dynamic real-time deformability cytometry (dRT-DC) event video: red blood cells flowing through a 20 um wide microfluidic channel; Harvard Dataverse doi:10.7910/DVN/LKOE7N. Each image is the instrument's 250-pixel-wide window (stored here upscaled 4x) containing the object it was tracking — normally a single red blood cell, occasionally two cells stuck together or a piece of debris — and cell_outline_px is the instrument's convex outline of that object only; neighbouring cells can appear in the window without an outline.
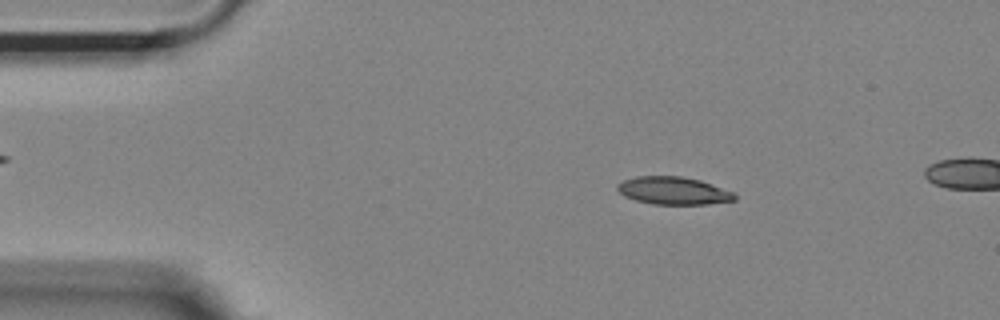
{"species": "Egyptian fruit bat (a non-hibernating species)", "species_latin": "Rousettus aegyptiacus", "temperature_condition": "room temperature", "stored_images_in_passage": 14, "camera_frame_rate_fps": 3000, "um_per_image_px": 0.085, "animal": {"sex": "female"}, "frame": {"image": 1, "passage_image": 7, "time_ms": 2.0, "image_size_px": [1000, 320], "cell_outline_px": [[736, 200], [708, 204], [652, 204], [636, 200], [624, 196], [616, 188], [616, 184], [624, 180], [636, 176], [680, 176], [700, 180], [736, 192]], "centroid_in_image_um": [57.26, 16.21], "position_along_channel_um": 27.7, "area_um2": 19.02}}